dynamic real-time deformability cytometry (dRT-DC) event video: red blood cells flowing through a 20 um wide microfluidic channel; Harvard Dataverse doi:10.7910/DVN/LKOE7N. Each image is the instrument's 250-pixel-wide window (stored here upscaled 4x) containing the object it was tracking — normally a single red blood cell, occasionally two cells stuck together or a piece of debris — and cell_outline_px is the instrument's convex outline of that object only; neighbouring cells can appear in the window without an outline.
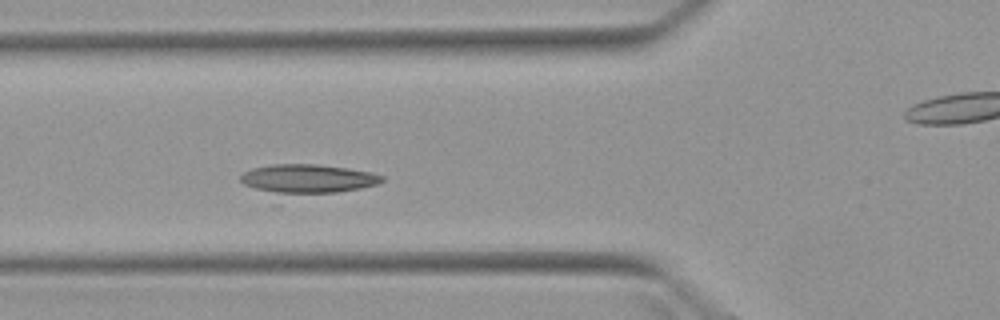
{"species": "Egyptian fruit bat (a non-hibernating species)", "species_latin": "Rousettus aegyptiacus", "temperature_condition": "warm", "stored_images_in_passage": 4, "camera_frame_rate_fps": 3000, "um_per_image_px": 0.085, "animal": {"sex": "female"}, "frame": {"image": 1, "passage_image": 3, "time_ms": 2.333, "image_size_px": [1000, 320], "cell_outline_px": [[384, 180], [380, 184], [360, 188], [336, 192], [276, 192], [256, 188], [244, 184], [240, 180], [240, 176], [244, 172], [252, 168], [272, 164], [316, 164], [348, 168], [368, 172], [384, 176]], "centroid_in_image_um": [26.2, 15.16], "position_along_channel_um": 99.6, "area_um2": 23.12}}